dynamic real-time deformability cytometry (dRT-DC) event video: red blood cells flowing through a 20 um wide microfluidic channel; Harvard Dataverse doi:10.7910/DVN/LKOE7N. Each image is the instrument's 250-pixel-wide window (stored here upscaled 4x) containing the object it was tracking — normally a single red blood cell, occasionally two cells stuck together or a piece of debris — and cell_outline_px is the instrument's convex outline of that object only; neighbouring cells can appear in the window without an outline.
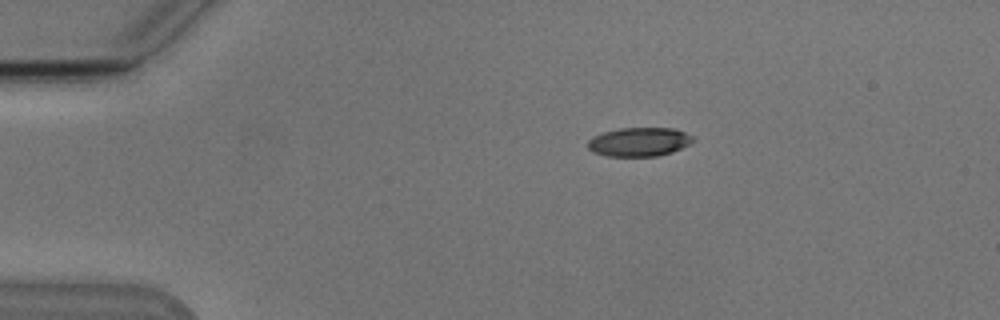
{"species": "Egyptian fruit bat (a non-hibernating species)", "species_latin": "Rousettus aegyptiacus", "temperature_condition": "cold", "stored_images_in_passage": 32, "camera_frame_rate_fps": 3000, "um_per_image_px": 0.085, "animal": {"sex": "male"}, "frame": {"image": 1, "passage_image": 1, "time_ms": 0.0, "image_size_px": [1000, 320], "cell_outline_px": [[696, 140], [672, 152], [656, 156], [604, 156], [592, 152], [588, 148], [588, 140], [592, 136], [604, 132], [620, 128], [676, 128], [692, 136]], "centroid_in_image_um": [54.3, 12.06], "position_along_channel_um": 30.7, "area_um2": 17.74}}
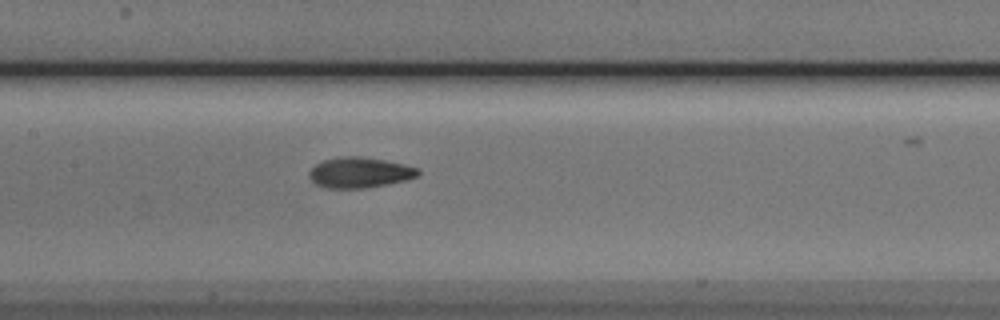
{"frame": {"image": 2, "passage_image": 17, "time_ms": 5.333, "image_size_px": [1000, 320], "cell_outline_px": [[420, 172], [416, 176], [404, 180], [368, 188], [328, 188], [316, 184], [308, 176], [308, 172], [316, 164], [324, 160], [344, 156], [360, 156], [384, 160], [404, 164], [416, 168]], "centroid_in_image_um": [30.54, 14.66], "position_along_channel_um": 176.9, "area_um2": 19.13}}
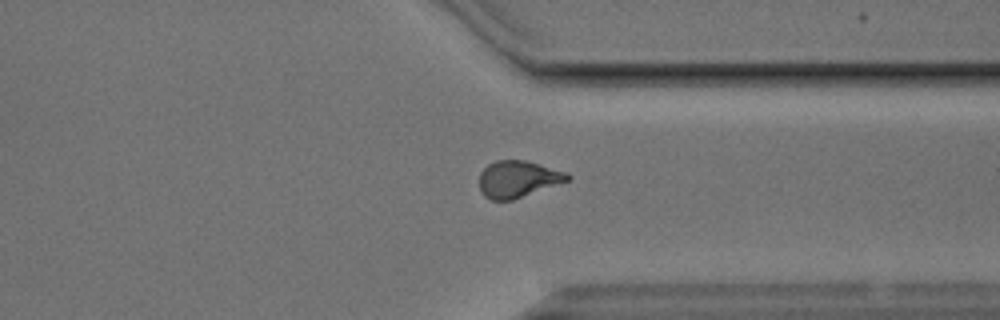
{"frame": {"image": 3, "passage_image": 32, "time_ms": 10.333, "image_size_px": [1000, 320], "cell_outline_px": [[572, 176], [568, 180], [512, 200], [492, 200], [484, 196], [480, 188], [480, 172], [488, 164], [496, 160], [524, 160], [568, 172]], "centroid_in_image_um": [44.01, 15.21], "position_along_channel_um": 367.4, "area_um2": 18.67}}